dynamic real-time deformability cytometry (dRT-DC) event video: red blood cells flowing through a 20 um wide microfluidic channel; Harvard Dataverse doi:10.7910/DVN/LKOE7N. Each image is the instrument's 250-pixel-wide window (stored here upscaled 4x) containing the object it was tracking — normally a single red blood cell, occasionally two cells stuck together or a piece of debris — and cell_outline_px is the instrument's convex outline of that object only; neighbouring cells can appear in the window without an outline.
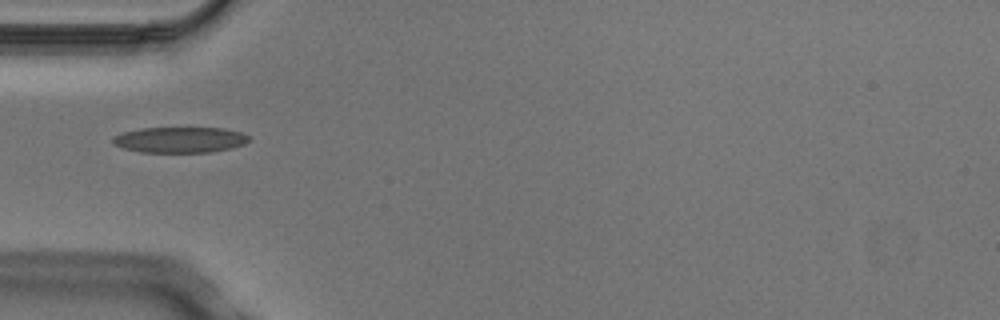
{"species": "Egyptian fruit bat (a non-hibernating species)", "species_latin": "Rousettus aegyptiacus", "temperature_condition": "cold", "stored_images_in_passage": 4, "camera_frame_rate_fps": 3000, "um_per_image_px": 0.085, "animal": {"sex": "male"}, "frame": {"image": 1, "passage_image": 1, "time_ms": 0.0, "image_size_px": [1000, 320], "cell_outline_px": [[252, 140], [244, 144], [232, 148], [212, 152], [140, 152], [124, 148], [112, 144], [112, 136], [120, 132], [140, 128], [224, 128], [240, 132], [252, 136]], "centroid_in_image_um": [15.3, 11.88], "position_along_channel_um": 69.7, "area_um2": 20.75}}
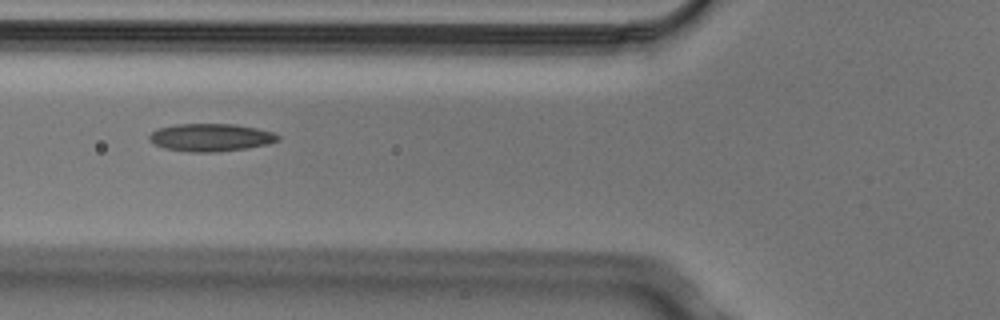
{"frame": {"image": 2, "passage_image": 2, "time_ms": 0.333, "image_size_px": [1000, 320], "cell_outline_px": [[280, 140], [268, 144], [248, 148], [216, 152], [188, 152], [164, 148], [148, 140], [148, 136], [156, 128], [176, 124], [236, 124], [256, 128], [272, 132], [280, 136]], "centroid_in_image_um": [17.9, 11.68], "position_along_channel_um": 107.9, "area_um2": 20.92}}
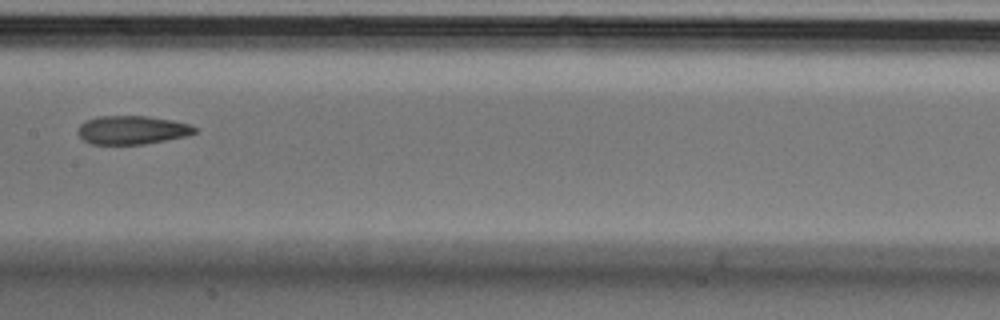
{"frame": {"image": 3, "passage_image": 4, "time_ms": 1.0, "image_size_px": [1000, 320], "cell_outline_px": [[196, 132], [188, 136], [144, 144], [92, 144], [84, 140], [76, 132], [80, 124], [96, 116], [148, 116], [172, 120], [192, 124], [196, 128]], "centroid_in_image_um": [11.25, 11.04], "position_along_channel_um": 196.2, "area_um2": 19.54}}